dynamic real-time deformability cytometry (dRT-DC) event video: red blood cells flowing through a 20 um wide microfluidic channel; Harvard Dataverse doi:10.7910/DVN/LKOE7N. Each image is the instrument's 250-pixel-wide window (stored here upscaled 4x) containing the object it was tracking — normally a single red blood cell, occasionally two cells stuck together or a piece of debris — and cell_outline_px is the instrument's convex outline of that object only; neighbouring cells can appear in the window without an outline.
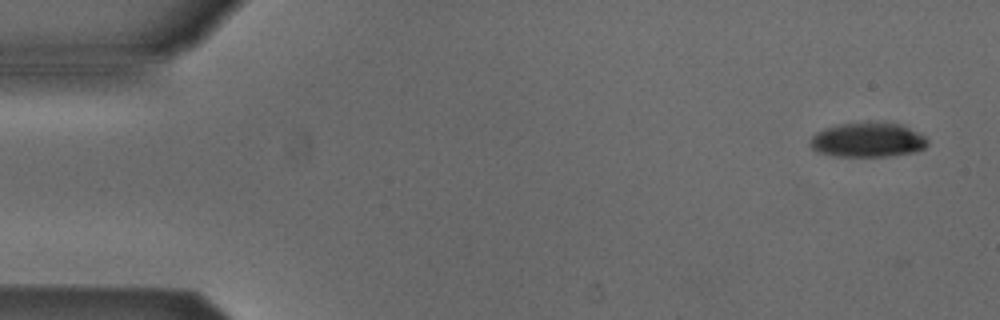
{"species": "Egyptian fruit bat (a non-hibernating species)", "species_latin": "Rousettus aegyptiacus", "temperature_condition": "cold", "stored_images_in_passage": 7, "camera_frame_rate_fps": 3000, "um_per_image_px": 0.085, "animal": {"sex": "male"}, "frame": {"image": 1, "passage_image": 1, "time_ms": 0.0, "image_size_px": [1000, 320], "cell_outline_px": [[928, 144], [924, 148], [912, 152], [884, 156], [836, 156], [816, 152], [808, 144], [812, 136], [816, 132], [824, 128], [836, 124], [872, 120], [900, 124], [924, 136], [928, 140]], "centroid_in_image_um": [73.7, 11.86], "position_along_channel_um": 11.3, "area_um2": 23.99}}
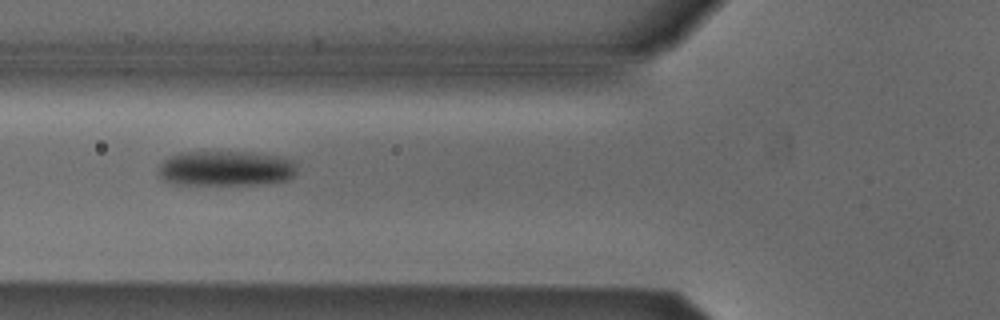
{"frame": {"image": 2, "passage_image": 5, "time_ms": 1.333, "image_size_px": [1000, 320], "cell_outline_px": [[296, 172], [288, 180], [260, 184], [172, 184], [164, 180], [160, 176], [160, 164], [164, 160], [180, 152], [252, 152], [280, 156], [292, 160], [296, 168]], "centroid_in_image_um": [19.21, 14.31], "position_along_channel_um": 106.6, "area_um2": 28.26}}
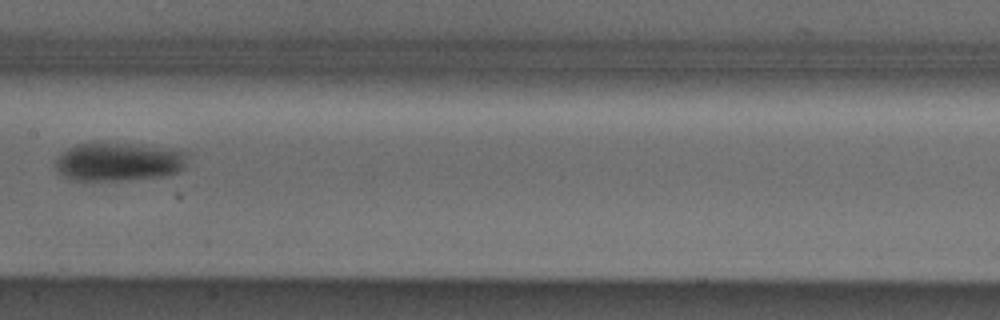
{"frame": {"image": 3, "passage_image": 7, "time_ms": 2.0, "image_size_px": [1000, 320], "cell_outline_px": [[184, 168], [176, 172], [164, 176], [116, 180], [76, 180], [64, 176], [56, 168], [56, 160], [68, 148], [76, 144], [140, 144], [184, 152]], "centroid_in_image_um": [10.05, 13.76], "position_along_channel_um": 197.3, "area_um2": 28.61}}